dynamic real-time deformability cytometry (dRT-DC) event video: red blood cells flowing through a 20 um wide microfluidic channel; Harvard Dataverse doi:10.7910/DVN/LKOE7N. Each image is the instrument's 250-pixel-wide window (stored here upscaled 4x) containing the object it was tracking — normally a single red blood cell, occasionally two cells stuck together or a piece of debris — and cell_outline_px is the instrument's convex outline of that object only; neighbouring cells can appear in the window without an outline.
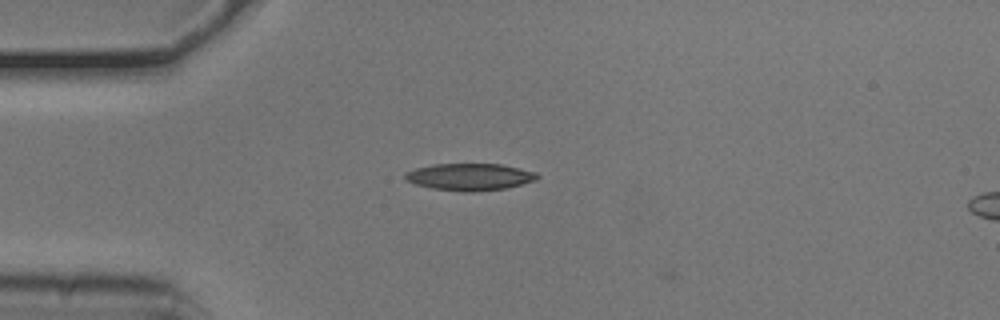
{"species": "common noctule bat (a hibernating species)", "species_latin": "Nyctalus noctula", "temperature_condition": "cold", "stored_images_in_passage": 3, "camera_frame_rate_fps": 3000, "um_per_image_px": 0.085, "animal": {"sex": "male", "body_mass_g": 20.5, "forearm_length_mm": 52.5}, "frame": {"image": 1, "passage_image": 2, "time_ms": 0.333, "image_size_px": [1000, 320], "cell_outline_px": [[540, 176], [536, 180], [504, 188], [472, 192], [464, 192], [432, 188], [416, 184], [408, 180], [404, 176], [404, 172], [416, 168], [432, 164], [500, 164], [536, 172]], "centroid_in_image_um": [39.91, 15.03], "position_along_channel_um": 45.1, "area_um2": 20.58}}